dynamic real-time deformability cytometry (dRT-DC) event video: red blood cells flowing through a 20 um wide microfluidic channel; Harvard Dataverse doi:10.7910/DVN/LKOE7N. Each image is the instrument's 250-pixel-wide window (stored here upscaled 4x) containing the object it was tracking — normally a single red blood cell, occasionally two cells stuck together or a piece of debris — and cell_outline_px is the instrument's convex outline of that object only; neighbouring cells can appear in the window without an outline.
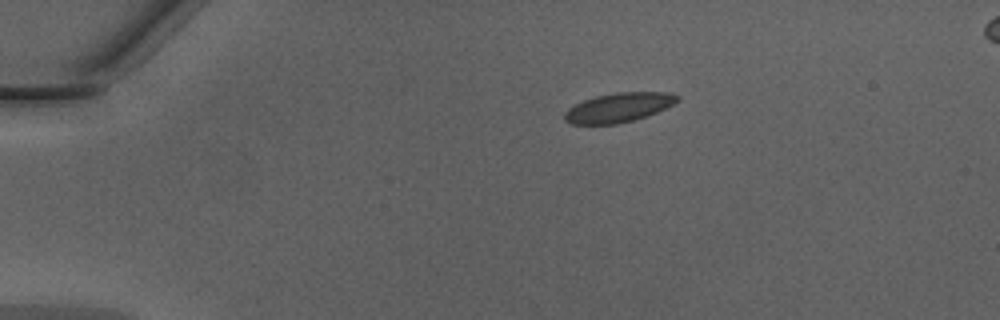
{"species": "Egyptian fruit bat (a non-hibernating species)", "species_latin": "Rousettus aegyptiacus", "temperature_condition": "warm", "stored_images_in_passage": 40, "camera_frame_rate_fps": 3000, "um_per_image_px": 0.085, "animal": {"sex": "male"}, "frame": {"image": 1, "passage_image": 1, "time_ms": 0.0, "image_size_px": [1000, 320], "cell_outline_px": [[680, 100], [656, 112], [632, 120], [616, 124], [572, 124], [564, 120], [564, 112], [568, 108], [584, 100], [596, 96], [616, 92], [668, 92], [680, 96]], "centroid_in_image_um": [52.57, 9.13], "position_along_channel_um": 32.4, "area_um2": 19.07}}
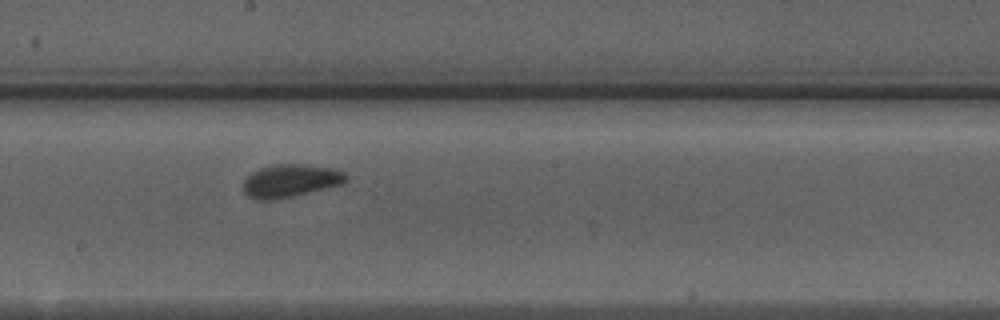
{"frame": {"image": 2, "passage_image": 19, "time_ms": 6.0, "image_size_px": [1000, 320], "cell_outline_px": [[348, 180], [344, 184], [292, 196], [272, 200], [256, 200], [248, 196], [244, 192], [244, 180], [252, 172], [260, 168], [272, 164], [304, 164], [332, 168], [344, 172], [348, 176]], "centroid_in_image_um": [24.71, 15.36], "position_along_channel_um": 223.5, "area_um2": 19.77}}
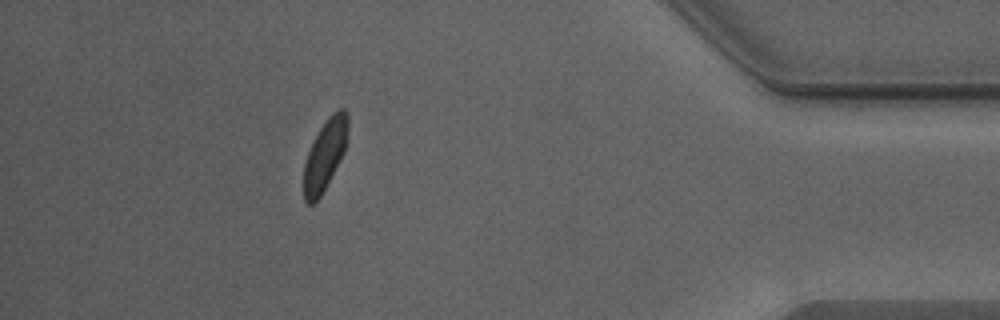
{"frame": {"image": 3, "passage_image": 35, "time_ms": 11.333, "image_size_px": [1000, 320], "cell_outline_px": [[348, 136], [344, 152], [320, 196], [312, 204], [308, 204], [304, 200], [304, 164], [308, 152], [320, 128], [328, 116], [332, 112], [340, 108], [344, 108], [348, 112]], "centroid_in_image_um": [27.64, 13.1], "position_along_channel_um": 407.6, "area_um2": 17.92}, "authors_computed_cell_mechanics": {"area_um2": 19.074, "velocity_mm_per_s": 4.2819, "shape_relaxation_time_tau1_ms": 3.3623, "shape_relaxation_time_tau2_ms": 0.6281, "deformation_change_tau1": 0.0968, "deformation_change_tau2": 0.0596}}